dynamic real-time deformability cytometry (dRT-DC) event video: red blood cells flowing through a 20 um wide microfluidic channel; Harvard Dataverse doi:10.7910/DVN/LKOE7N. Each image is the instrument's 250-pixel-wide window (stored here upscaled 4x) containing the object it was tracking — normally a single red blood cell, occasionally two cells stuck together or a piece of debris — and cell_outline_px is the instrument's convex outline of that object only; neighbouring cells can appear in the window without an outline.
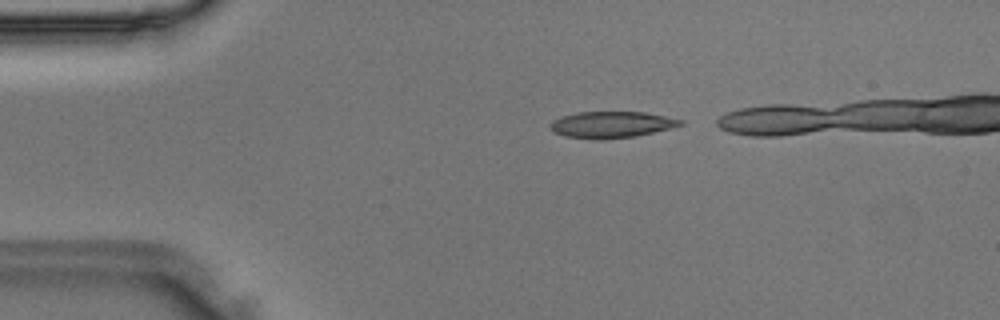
{"species": "Egyptian fruit bat (a non-hibernating species)", "species_latin": "Rousettus aegyptiacus", "temperature_condition": "room temperature", "stored_images_in_passage": 32, "camera_frame_rate_fps": 3000, "um_per_image_px": 0.085, "animal": {"sex": "male"}, "frame": {"image": 1, "passage_image": 3, "time_ms": 0.667, "image_size_px": [1000, 320], "cell_outline_px": [[684, 124], [672, 128], [636, 136], [604, 140], [596, 140], [564, 136], [552, 132], [548, 128], [548, 124], [552, 120], [576, 112], [644, 112], [684, 120]], "centroid_in_image_um": [51.94, 10.61], "position_along_channel_um": 33.1, "area_um2": 20.35}}
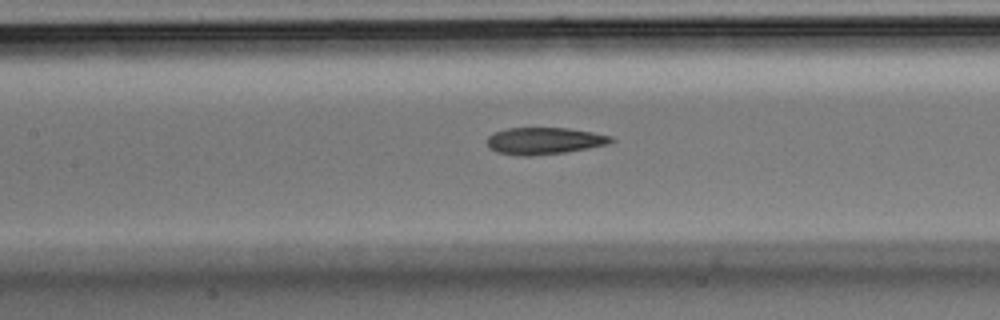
{"frame": {"image": 2, "passage_image": 15, "time_ms": 4.667, "image_size_px": [1000, 320], "cell_outline_px": [[616, 140], [608, 144], [588, 148], [564, 152], [532, 156], [516, 156], [496, 152], [488, 148], [488, 136], [492, 132], [508, 128], [568, 128], [592, 132], [612, 136]], "centroid_in_image_um": [46.24, 11.97], "position_along_channel_um": 161.2, "area_um2": 19.59}}
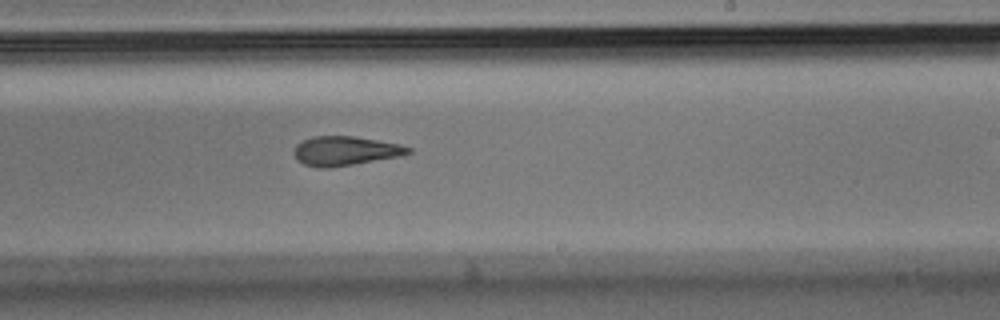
{"frame": {"image": 3, "passage_image": 22, "time_ms": 7.0, "image_size_px": [1000, 320], "cell_outline_px": [[412, 152], [400, 156], [328, 168], [316, 168], [304, 164], [292, 152], [296, 144], [312, 136], [356, 136], [400, 144], [412, 148]], "centroid_in_image_um": [29.35, 12.82], "position_along_channel_um": 259.7, "area_um2": 19.42}}